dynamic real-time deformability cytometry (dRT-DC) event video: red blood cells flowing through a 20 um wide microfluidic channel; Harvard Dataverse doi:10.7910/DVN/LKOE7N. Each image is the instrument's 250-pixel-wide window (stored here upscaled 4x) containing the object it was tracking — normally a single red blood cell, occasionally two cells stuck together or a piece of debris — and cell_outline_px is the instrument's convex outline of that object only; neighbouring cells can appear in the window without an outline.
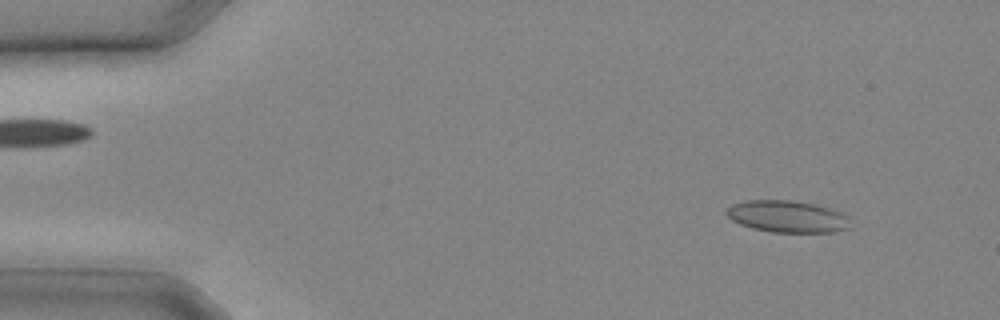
{"species": "common noctule bat (a hibernating species)", "species_latin": "Nyctalus noctula", "temperature_condition": "cold", "stored_images_in_passage": 9, "camera_frame_rate_fps": 3000, "um_per_image_px": 0.085, "animal": {"sex": "male", "body_mass_g": 20.4}, "frame": {"image": 1, "passage_image": 2, "time_ms": 0.333, "image_size_px": [1000, 320], "cell_outline_px": [[848, 228], [832, 232], [772, 232], [752, 228], [740, 224], [732, 220], [724, 212], [732, 204], [744, 200], [792, 200], [816, 204], [840, 212], [848, 216]], "centroid_in_image_um": [66.88, 18.39], "position_along_channel_um": 18.1, "area_um2": 22.95}}